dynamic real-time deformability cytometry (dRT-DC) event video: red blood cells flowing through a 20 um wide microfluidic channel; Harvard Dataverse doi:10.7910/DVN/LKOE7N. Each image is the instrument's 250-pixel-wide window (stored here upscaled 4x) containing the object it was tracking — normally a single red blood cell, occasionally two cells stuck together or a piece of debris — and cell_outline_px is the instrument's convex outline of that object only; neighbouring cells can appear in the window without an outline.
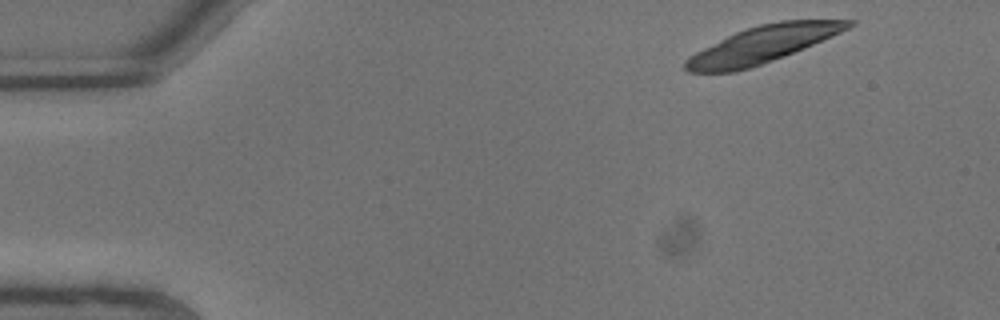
{"species": "common noctule bat (a hibernating species)", "species_latin": "Nyctalus noctula", "temperature_condition": "warm", "stored_images_in_passage": 8, "camera_frame_rate_fps": 3000, "um_per_image_px": 0.085, "animal": {"sex": "male", "body_mass_g": 13.3}, "frame": {"image": 1, "passage_image": 1, "time_ms": 0.0, "image_size_px": [1000, 320], "cell_outline_px": [[856, 24], [832, 36], [804, 48], [772, 60], [736, 72], [688, 72], [684, 68], [684, 60], [688, 56], [736, 32], [760, 24], [780, 20], [856, 20]], "centroid_in_image_um": [64.81, 3.78], "position_along_channel_um": 20.2, "area_um2": 34.39}}
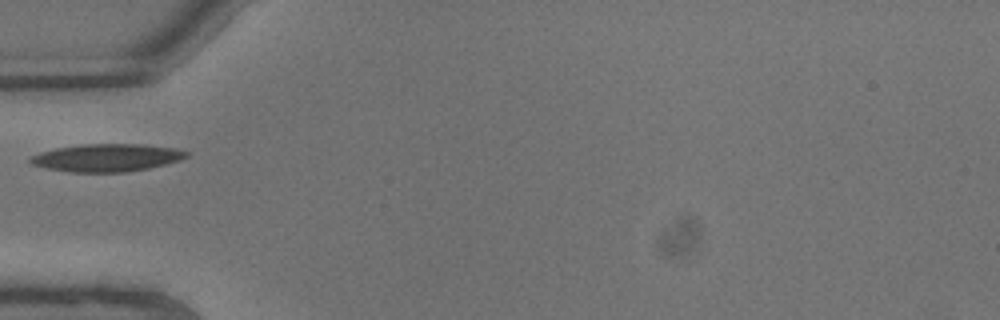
{"frame": {"image": 2, "passage_image": 6, "time_ms": 1.667, "image_size_px": [1000, 320], "cell_outline_px": [[188, 156], [180, 160], [148, 168], [124, 172], [68, 172], [48, 168], [32, 164], [28, 160], [28, 156], [40, 152], [56, 148], [84, 144], [140, 144], [176, 148], [188, 152]], "centroid_in_image_um": [9.05, 13.4], "position_along_channel_um": 76.0, "area_um2": 25.09}}
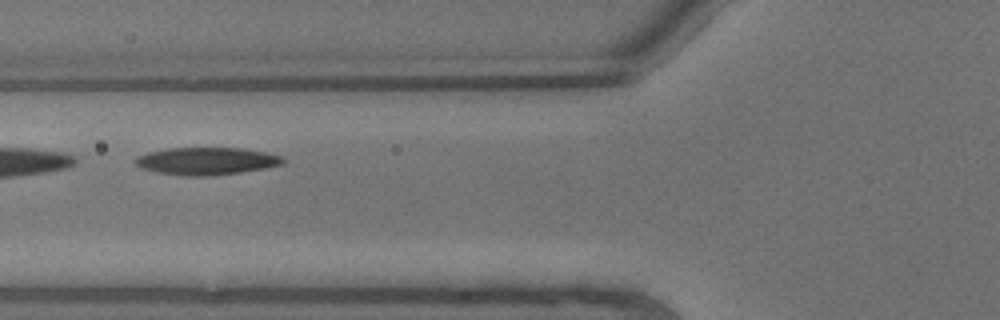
{"frame": {"image": 3, "passage_image": 7, "time_ms": 2.0, "image_size_px": [1000, 320], "cell_outline_px": [[284, 164], [264, 168], [240, 172], [204, 176], [188, 176], [156, 172], [140, 168], [132, 160], [136, 156], [148, 152], [168, 148], [244, 148], [264, 152], [280, 156], [284, 160]], "centroid_in_image_um": [17.49, 13.68], "position_along_channel_um": 108.3, "area_um2": 23.52}}